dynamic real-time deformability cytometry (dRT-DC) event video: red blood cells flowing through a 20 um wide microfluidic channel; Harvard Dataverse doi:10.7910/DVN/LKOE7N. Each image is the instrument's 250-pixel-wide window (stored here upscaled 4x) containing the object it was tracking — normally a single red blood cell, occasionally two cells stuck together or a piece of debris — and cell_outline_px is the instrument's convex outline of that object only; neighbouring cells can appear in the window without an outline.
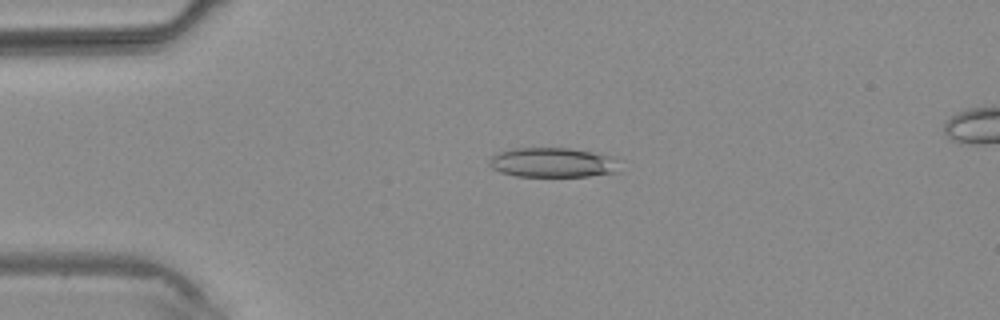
{"species": "common noctule bat (a hibernating species)", "species_latin": "Nyctalus noctula", "temperature_condition": "warm", "stored_images_in_passage": 3, "camera_frame_rate_fps": 3000, "um_per_image_px": 0.085, "animal": {"sex": "male", "body_mass_g": 20.4}, "frame": {"image": 1, "passage_image": 2, "time_ms": 1.333, "image_size_px": [1000, 320], "cell_outline_px": [[624, 160], [620, 172], [588, 176], [516, 176], [500, 172], [492, 168], [488, 164], [488, 160], [492, 156], [500, 152], [516, 148], [568, 148], [592, 152], [612, 156]], "centroid_in_image_um": [47.09, 13.82], "position_along_channel_um": 37.9, "area_um2": 22.95}}